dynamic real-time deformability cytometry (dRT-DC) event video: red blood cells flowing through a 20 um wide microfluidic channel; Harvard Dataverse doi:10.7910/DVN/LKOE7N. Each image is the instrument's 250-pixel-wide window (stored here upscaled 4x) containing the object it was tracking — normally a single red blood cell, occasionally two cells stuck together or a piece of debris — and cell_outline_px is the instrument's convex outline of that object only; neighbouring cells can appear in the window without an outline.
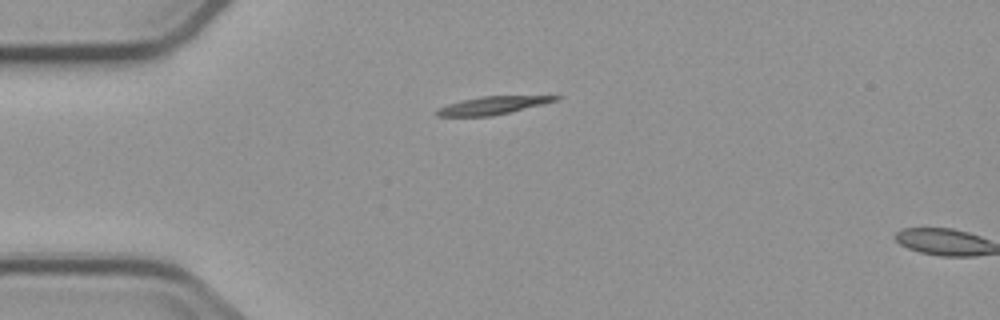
{"species": "common noctule bat (a hibernating species)", "species_latin": "Nyctalus noctula", "temperature_condition": "cold", "stored_images_in_passage": 2, "camera_frame_rate_fps": 3000, "um_per_image_px": 0.085, "animal": {"sex": "male", "body_mass_g": 23.1, "forearm_length_mm": 52.7}, "frame": {"image": 1, "passage_image": 1, "time_ms": 0.0, "image_size_px": [1000, 320], "cell_outline_px": [[564, 96], [560, 100], [492, 116], [436, 116], [436, 108], [448, 104], [480, 96]], "centroid_in_image_um": [41.87, 8.96], "position_along_channel_um": 43.1, "area_um2": 12.25}}